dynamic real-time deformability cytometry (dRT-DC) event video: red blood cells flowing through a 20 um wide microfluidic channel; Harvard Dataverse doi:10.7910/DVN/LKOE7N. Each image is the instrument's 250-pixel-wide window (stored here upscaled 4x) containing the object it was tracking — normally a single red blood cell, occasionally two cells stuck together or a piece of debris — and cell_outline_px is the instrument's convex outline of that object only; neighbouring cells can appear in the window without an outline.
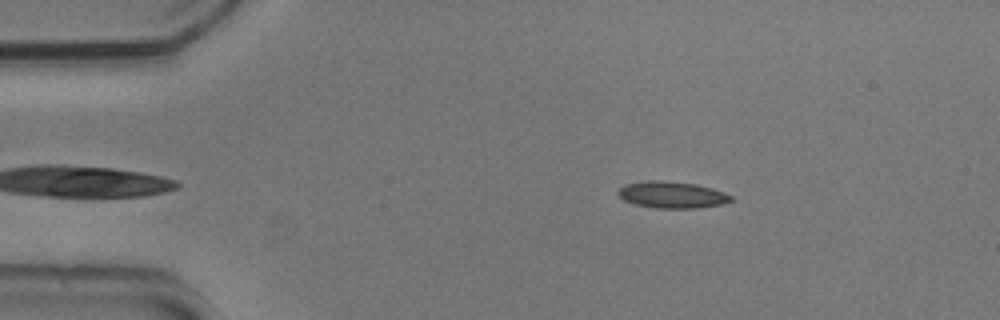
{"species": "common noctule bat (a hibernating species)", "species_latin": "Nyctalus noctula", "temperature_condition": "cold", "stored_images_in_passage": 40, "camera_frame_rate_fps": 3000, "um_per_image_px": 0.085, "animal": {"sex": "male", "body_mass_g": 20.5, "forearm_length_mm": 52.5}, "frame": {"image": 1, "passage_image": 3, "time_ms": 0.667, "image_size_px": [1000, 320], "cell_outline_px": [[732, 200], [720, 204], [696, 208], [656, 208], [636, 204], [624, 200], [616, 192], [624, 184], [648, 180], [664, 180], [696, 184], [712, 188], [724, 192], [732, 196]], "centroid_in_image_um": [57.1, 16.54], "position_along_channel_um": 27.9, "area_um2": 17.46}}
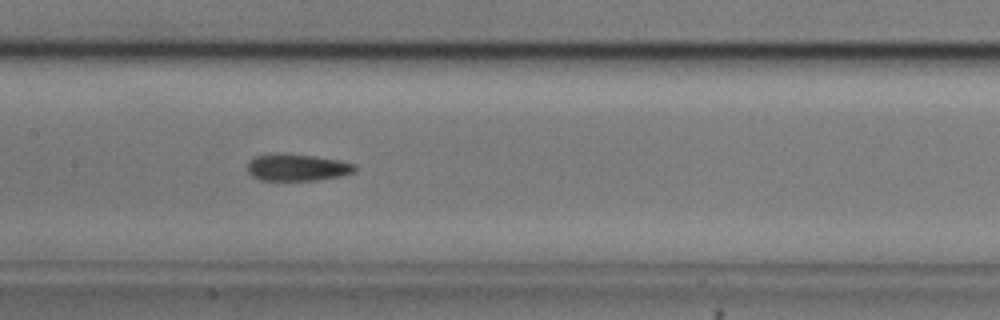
{"frame": {"image": 2, "passage_image": 20, "time_ms": 6.333, "image_size_px": [1000, 320], "cell_outline_px": [[356, 172], [340, 176], [316, 180], [260, 180], [252, 176], [248, 172], [248, 164], [256, 156], [276, 152], [312, 156], [340, 160], [356, 164]], "centroid_in_image_um": [25.28, 14.23], "position_along_channel_um": 182.1, "area_um2": 16.88}}
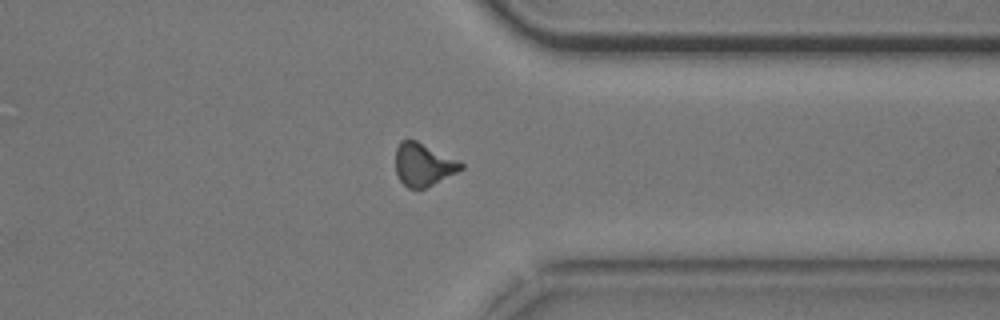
{"frame": {"image": 3, "passage_image": 36, "time_ms": 11.667, "image_size_px": [1000, 320], "cell_outline_px": [[464, 168], [424, 188], [408, 188], [400, 180], [396, 172], [396, 148], [400, 140], [416, 140], [464, 164]], "centroid_in_image_um": [35.94, 13.98], "position_along_channel_um": 375.5, "area_um2": 15.84}, "authors_computed_cell_mechanics": {"area_um2": 16.8487, "velocity_mm_per_s": 3.7014, "shape_relaxation_time_tau1_ms": 4.3038, "shape_relaxation_time_tau2_ms": 2.3339, "deformation_change_tau1": 0.1347, "deformation_change_tau2": 0.0764}}